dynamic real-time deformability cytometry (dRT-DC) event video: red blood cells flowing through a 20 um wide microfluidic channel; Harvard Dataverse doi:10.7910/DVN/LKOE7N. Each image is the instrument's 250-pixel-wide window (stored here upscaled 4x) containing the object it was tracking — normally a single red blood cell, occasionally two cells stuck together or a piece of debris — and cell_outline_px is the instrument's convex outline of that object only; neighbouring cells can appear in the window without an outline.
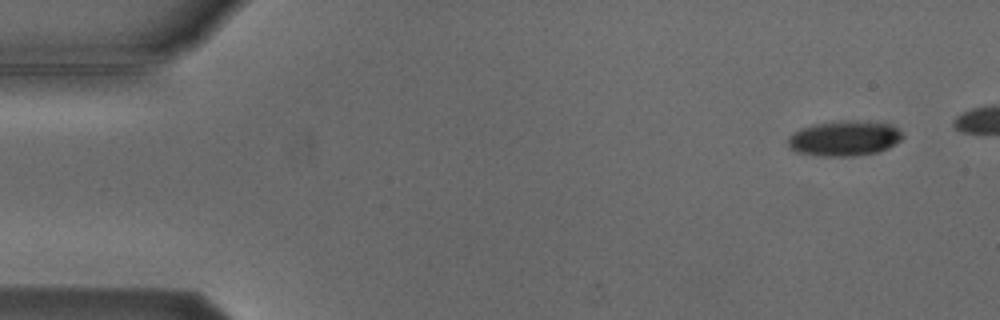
{"species": "Egyptian fruit bat (a non-hibernating species)", "species_latin": "Rousettus aegyptiacus", "temperature_condition": "cold", "stored_images_in_passage": 4, "segment_of_instrument_passage": [2, 2], "camera_frame_rate_fps": 3000, "um_per_image_px": 0.085, "animal": {"sex": "male"}, "frame": {"image": 1, "passage_image": 4, "time_ms": 3.667, "image_size_px": [1000, 320], "cell_outline_px": [[904, 136], [896, 144], [880, 152], [856, 156], [820, 156], [796, 152], [788, 148], [788, 136], [792, 132], [800, 128], [812, 124], [844, 120], [856, 120], [888, 124], [896, 128]], "centroid_in_image_um": [71.73, 11.77], "position_along_channel_um": 13.3, "area_um2": 23.81}}